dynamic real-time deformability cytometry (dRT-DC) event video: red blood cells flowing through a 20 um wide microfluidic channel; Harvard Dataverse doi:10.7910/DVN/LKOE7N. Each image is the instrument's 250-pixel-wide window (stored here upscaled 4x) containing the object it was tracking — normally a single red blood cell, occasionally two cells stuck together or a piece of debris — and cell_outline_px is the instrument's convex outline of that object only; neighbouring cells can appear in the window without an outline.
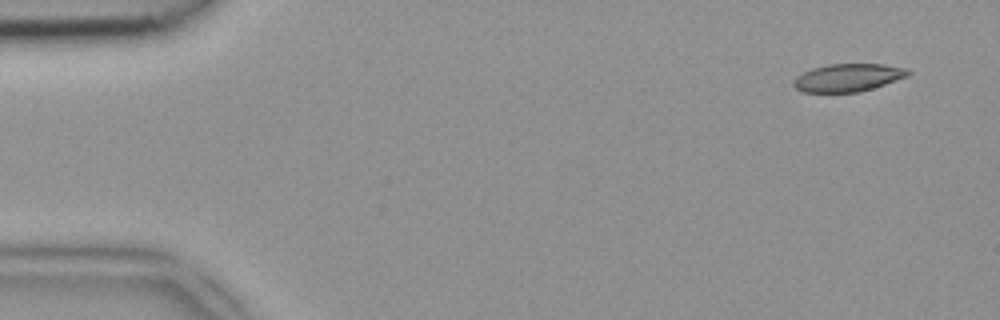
{"species": "common noctule bat (a hibernating species)", "species_latin": "Nyctalus noctula", "temperature_condition": "room temperature", "stored_images_in_passage": 48, "camera_frame_rate_fps": 3000, "um_per_image_px": 0.085, "animal": {"sex": "female", "body_mass_g": 18.4}, "frame": {"image": 1, "passage_image": 3, "time_ms": 0.667, "image_size_px": [1000, 320], "cell_outline_px": [[912, 72], [908, 76], [860, 92], [804, 92], [796, 88], [792, 84], [792, 80], [796, 76], [812, 68], [828, 64], [884, 64], [908, 68]], "centroid_in_image_um": [72.08, 6.59], "position_along_channel_um": 12.9, "area_um2": 18.61}}
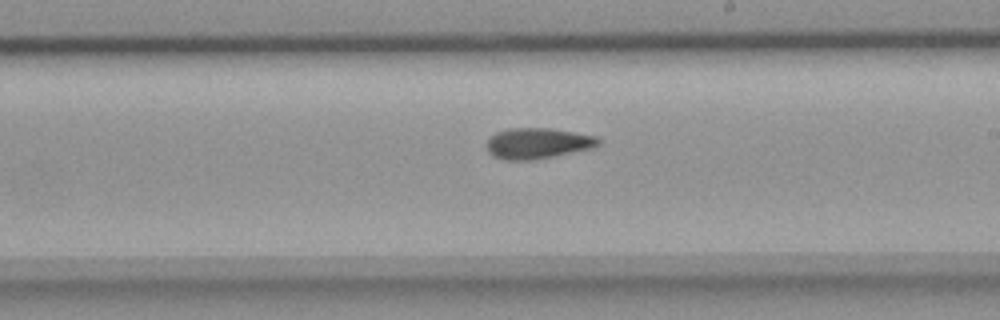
{"frame": {"image": 2, "passage_image": 28, "time_ms": 9.0, "image_size_px": [1000, 320], "cell_outline_px": [[600, 144], [592, 148], [532, 160], [504, 160], [492, 156], [488, 152], [488, 140], [496, 132], [508, 128], [548, 128], [596, 136], [600, 140]], "centroid_in_image_um": [45.68, 12.18], "position_along_channel_um": 243.3, "area_um2": 19.83}}
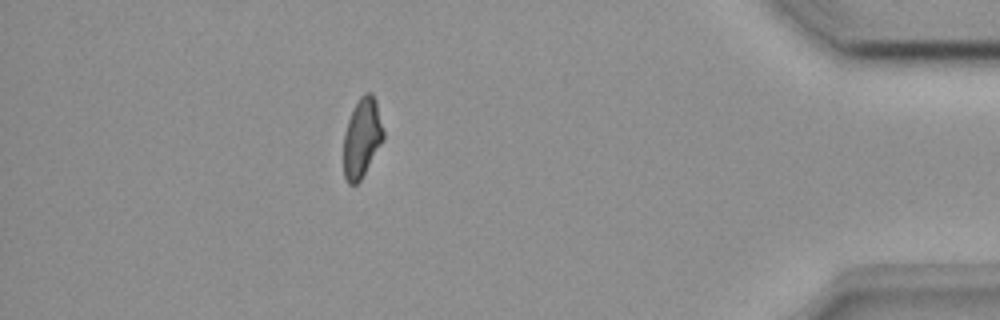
{"frame": {"image": 3, "passage_image": 43, "time_ms": 14.0, "image_size_px": [1000, 320], "cell_outline_px": [[384, 140], [360, 180], [356, 184], [348, 184], [344, 176], [344, 132], [348, 120], [360, 96], [364, 92], [372, 92], [376, 100], [384, 132]], "centroid_in_image_um": [30.78, 11.7], "position_along_channel_um": 404.4, "area_um2": 18.32}}